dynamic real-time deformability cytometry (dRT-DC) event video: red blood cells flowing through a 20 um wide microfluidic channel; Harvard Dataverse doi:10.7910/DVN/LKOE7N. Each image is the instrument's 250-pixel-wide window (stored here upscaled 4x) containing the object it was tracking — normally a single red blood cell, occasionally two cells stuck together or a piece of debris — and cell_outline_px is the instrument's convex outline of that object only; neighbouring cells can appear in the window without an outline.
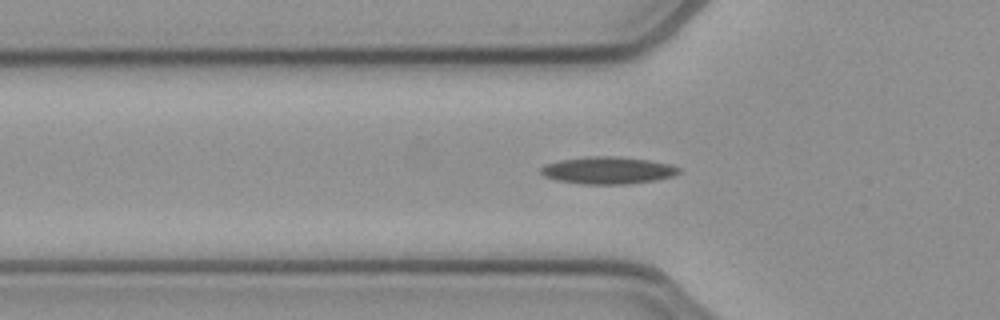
{"species": "common noctule bat (a hibernating species)", "species_latin": "Nyctalus noctula", "temperature_condition": "cold", "stored_images_in_passage": 42, "camera_frame_rate_fps": 3000, "um_per_image_px": 0.085, "animal": {"sex": "female", "body_mass_g": 21.9}, "frame": {"image": 1, "passage_image": 6, "time_ms": 1.667, "image_size_px": [1000, 320], "cell_outline_px": [[680, 172], [676, 176], [656, 180], [624, 184], [580, 184], [556, 180], [544, 176], [540, 172], [540, 168], [544, 164], [560, 160], [588, 156], [616, 156], [648, 160], [668, 164], [680, 168]], "centroid_in_image_um": [51.65, 14.48], "position_along_channel_um": 74.2, "area_um2": 21.96}}
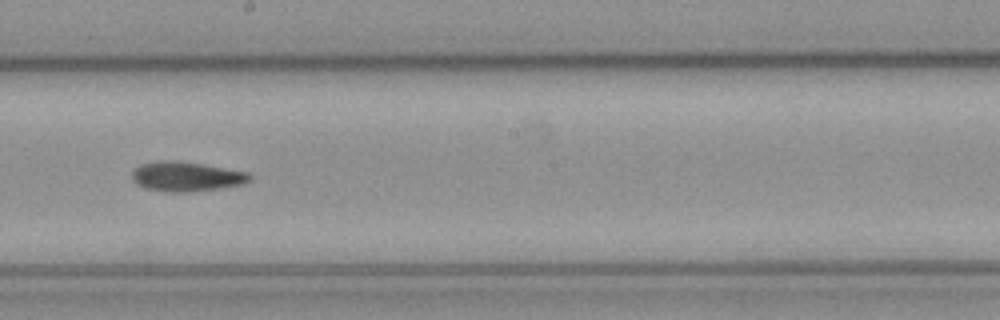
{"frame": {"image": 2, "passage_image": 18, "time_ms": 5.667, "image_size_px": [1000, 320], "cell_outline_px": [[252, 180], [244, 184], [220, 188], [188, 192], [164, 192], [144, 188], [136, 184], [132, 180], [132, 172], [140, 164], [156, 160], [172, 160], [200, 164], [248, 172], [252, 176]], "centroid_in_image_um": [15.81, 15.01], "position_along_channel_um": 232.4, "area_um2": 20.46}}
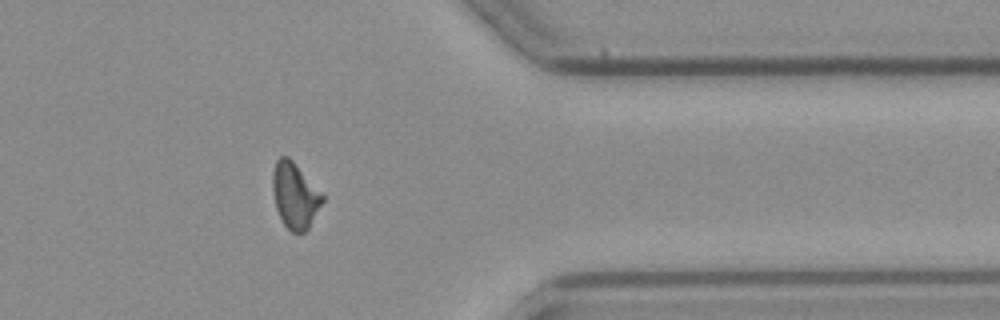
{"frame": {"image": 3, "passage_image": 31, "time_ms": 10.0, "image_size_px": [1000, 320], "cell_outline_px": [[324, 200], [308, 228], [304, 232], [292, 232], [284, 224], [276, 208], [272, 192], [272, 172], [276, 160], [280, 156], [288, 156], [292, 160], [324, 196]], "centroid_in_image_um": [25.04, 16.6], "position_along_channel_um": 386.4, "area_um2": 18.84}, "authors_computed_cell_mechanics": {"area_um2": 19.5364, "velocity_mm_per_s": 3.9286, "shape_relaxation_time_tau1_ms": null, "shape_relaxation_time_tau2_ms": 5.4369, "deformation_change_tau1": null, "deformation_change_tau2": 0.1386}}